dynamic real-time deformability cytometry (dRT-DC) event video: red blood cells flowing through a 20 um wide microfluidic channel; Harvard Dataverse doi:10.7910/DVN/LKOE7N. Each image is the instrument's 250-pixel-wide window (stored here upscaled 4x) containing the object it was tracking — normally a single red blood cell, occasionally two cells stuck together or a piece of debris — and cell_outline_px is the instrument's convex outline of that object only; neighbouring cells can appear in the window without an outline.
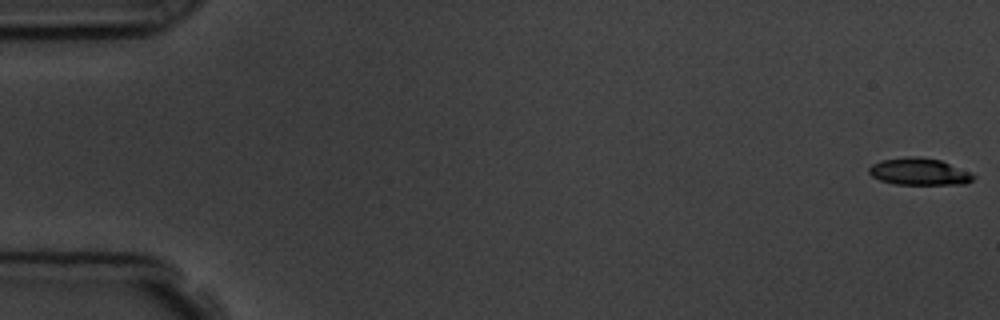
{"species": "common noctule bat (a hibernating species)", "species_latin": "Nyctalus noctula", "temperature_condition": "room temperature", "stored_images_in_passage": 5, "camera_frame_rate_fps": 3000, "um_per_image_px": 0.085, "animal": {"sex": "male", "body_mass_g": 19.5, "forearm_length_mm": 54.6}, "frame": {"image": 1, "passage_image": 1, "time_ms": 0.0, "image_size_px": [1000, 320], "cell_outline_px": [[976, 176], [968, 184], [892, 184], [880, 180], [872, 176], [868, 172], [868, 168], [872, 164], [880, 160], [908, 156], [920, 156], [940, 160], [968, 172]], "centroid_in_image_um": [78.08, 14.59], "position_along_channel_um": 6.9, "area_um2": 16.42}}
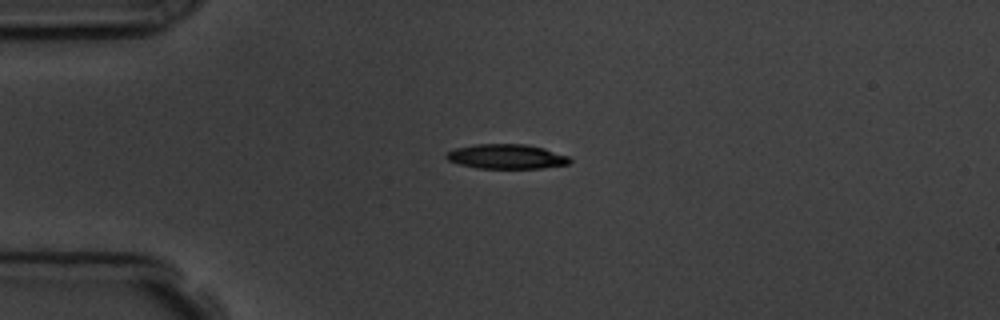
{"frame": {"image": 2, "passage_image": 4, "time_ms": 4.333, "image_size_px": [1000, 320], "cell_outline_px": [[572, 160], [568, 164], [540, 168], [476, 168], [460, 164], [448, 160], [444, 156], [448, 152], [456, 148], [476, 144], [524, 144], [544, 148], [568, 156]], "centroid_in_image_um": [43.05, 13.3], "position_along_channel_um": 42.0, "area_um2": 17.57}}